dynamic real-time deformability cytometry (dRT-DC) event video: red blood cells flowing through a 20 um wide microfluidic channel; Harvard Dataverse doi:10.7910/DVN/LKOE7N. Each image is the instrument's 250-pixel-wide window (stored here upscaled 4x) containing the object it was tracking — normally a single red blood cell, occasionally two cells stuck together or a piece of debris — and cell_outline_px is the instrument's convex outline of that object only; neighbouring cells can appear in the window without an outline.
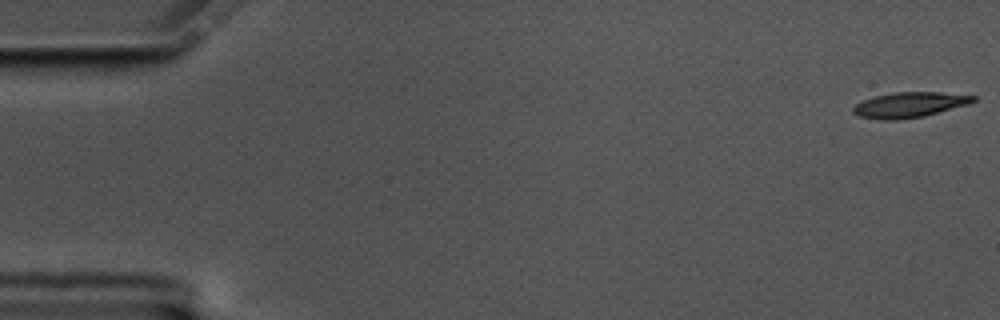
{"species": "common noctule bat (a hibernating species)", "species_latin": "Nyctalus noctula", "temperature_condition": "cold", "stored_images_in_passage": 58, "camera_frame_rate_fps": 3000, "um_per_image_px": 0.085, "animal": {"sex": "male", "body_mass_g": 17.5, "forearm_length_mm": 52.3}, "frame": {"image": 1, "passage_image": 1, "time_ms": 0.0, "image_size_px": [1000, 320], "cell_outline_px": [[976, 100], [968, 104], [924, 116], [900, 120], [880, 120], [860, 116], [852, 112], [852, 108], [856, 104], [864, 100], [876, 96], [892, 92], [940, 92], [976, 96]], "centroid_in_image_um": [77.29, 8.91], "position_along_channel_um": 7.7, "area_um2": 17.63}}
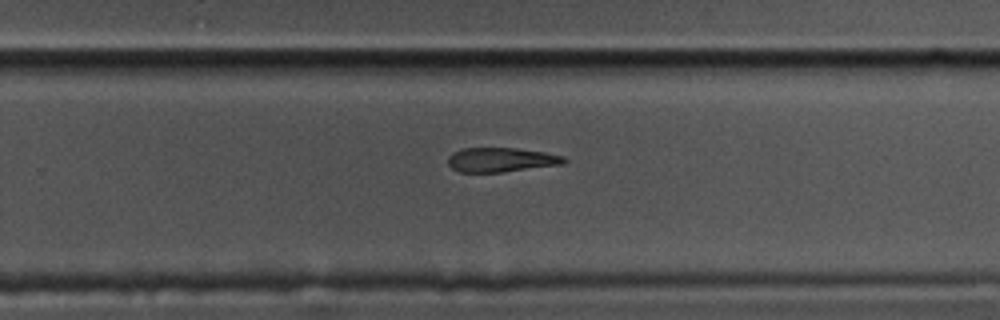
{"frame": {"image": 2, "passage_image": 37, "time_ms": 12.0, "image_size_px": [1000, 320], "cell_outline_px": [[568, 160], [564, 164], [500, 172], [460, 172], [452, 168], [448, 164], [448, 156], [452, 152], [460, 148], [516, 148], [544, 152], [564, 156]], "centroid_in_image_um": [42.58, 13.57], "position_along_channel_um": 287.2, "area_um2": 16.53}}
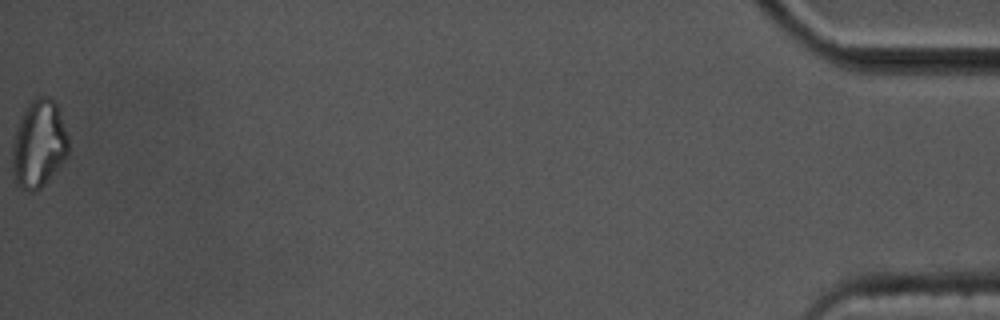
{"frame": {"image": 3, "passage_image": 58, "time_ms": 19.0, "image_size_px": [1000, 320], "cell_outline_px": [[68, 156], [44, 184], [36, 192], [24, 192], [16, 184], [12, 176], [12, 144], [16, 128], [20, 116], [24, 108], [36, 96], [52, 96], [60, 112], [68, 136]], "centroid_in_image_um": [3.27, 12.25], "position_along_channel_um": 431.9, "area_um2": 29.25}}